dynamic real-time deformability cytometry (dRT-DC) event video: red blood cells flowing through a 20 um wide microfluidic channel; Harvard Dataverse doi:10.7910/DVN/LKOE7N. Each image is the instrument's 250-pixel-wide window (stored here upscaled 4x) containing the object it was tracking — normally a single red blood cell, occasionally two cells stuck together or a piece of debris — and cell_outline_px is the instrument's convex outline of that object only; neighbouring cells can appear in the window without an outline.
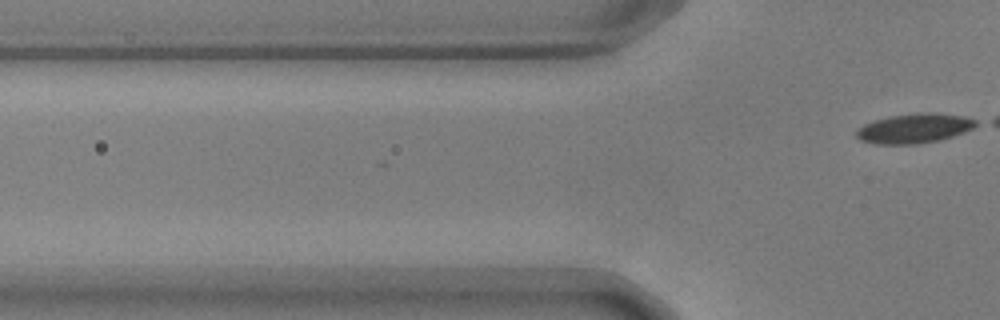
{"species": "common noctule bat (a hibernating species)", "species_latin": "Nyctalus noctula", "temperature_condition": "warm", "stored_images_in_passage": 10, "camera_frame_rate_fps": 3000, "um_per_image_px": 0.085, "animal": {"sex": "male", "body_mass_g": 17.9, "forearm_length_mm": 54.2}, "frame": {"image": 1, "passage_image": 10, "time_ms": 3.0, "image_size_px": [1000, 320], "cell_outline_px": [[980, 124], [964, 132], [940, 140], [916, 144], [876, 144], [860, 140], [856, 136], [856, 132], [864, 124], [876, 120], [892, 116], [928, 112], [932, 112], [964, 116], [976, 120]], "centroid_in_image_um": [77.75, 10.92], "position_along_channel_um": 48.0, "area_um2": 20.4}}